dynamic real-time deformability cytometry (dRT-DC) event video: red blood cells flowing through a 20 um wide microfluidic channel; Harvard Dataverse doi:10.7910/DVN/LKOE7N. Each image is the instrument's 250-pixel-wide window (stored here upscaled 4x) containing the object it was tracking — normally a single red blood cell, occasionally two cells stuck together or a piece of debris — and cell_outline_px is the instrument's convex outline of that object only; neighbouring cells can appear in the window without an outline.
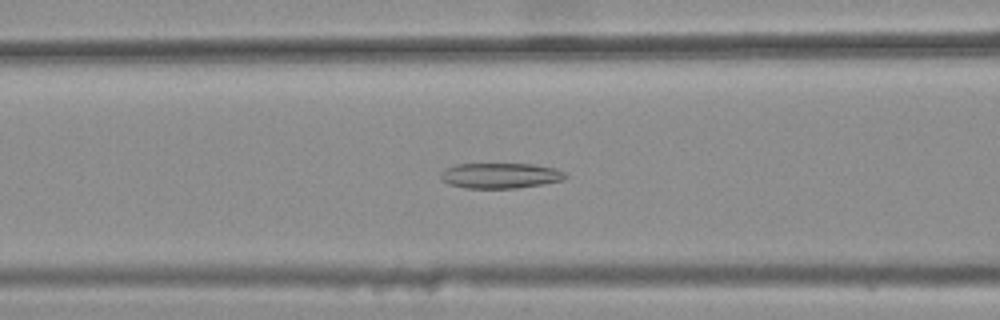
{"species": "common noctule bat (a hibernating species)", "species_latin": "Nyctalus noctula", "temperature_condition": "warm", "stored_images_in_passage": 30, "camera_frame_rate_fps": 3000, "um_per_image_px": 0.085, "animal": {"sex": "female", "body_mass_g": 25.1}, "frame": {"image": 1, "passage_image": 6, "time_ms": 1.667, "image_size_px": [1000, 320], "cell_outline_px": [[568, 176], [564, 180], [544, 184], [516, 188], [464, 188], [448, 184], [440, 176], [440, 172], [444, 168], [456, 164], [536, 164], [556, 168], [564, 172]], "centroid_in_image_um": [42.54, 14.92], "position_along_channel_um": 124.1, "area_um2": 18.67}}
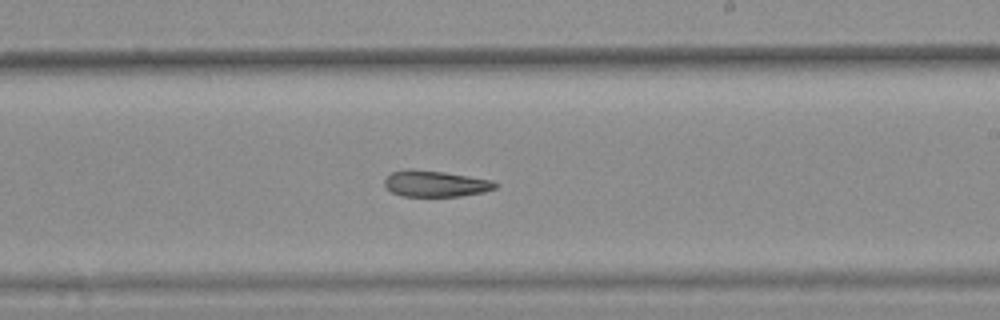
{"frame": {"image": 2, "passage_image": 16, "time_ms": 5.0, "image_size_px": [1000, 320], "cell_outline_px": [[496, 188], [484, 192], [460, 196], [404, 196], [392, 192], [384, 184], [384, 180], [392, 172], [408, 168], [412, 168], [444, 172], [492, 180], [496, 184]], "centroid_in_image_um": [36.99, 15.6], "position_along_channel_um": 252.0, "area_um2": 16.82}}
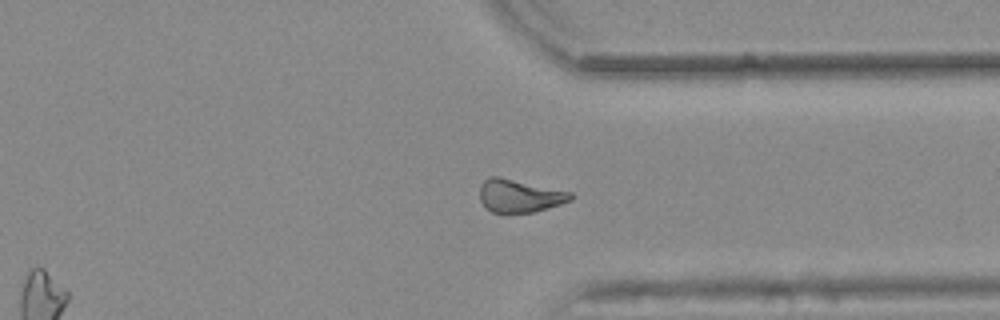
{"frame": {"image": 3, "passage_image": 25, "time_ms": 8.0, "image_size_px": [1000, 320], "cell_outline_px": [[572, 200], [536, 212], [492, 212], [480, 200], [480, 184], [488, 176], [500, 176], [572, 192]], "centroid_in_image_um": [44.16, 16.62], "position_along_channel_um": 367.2, "area_um2": 17.46}}